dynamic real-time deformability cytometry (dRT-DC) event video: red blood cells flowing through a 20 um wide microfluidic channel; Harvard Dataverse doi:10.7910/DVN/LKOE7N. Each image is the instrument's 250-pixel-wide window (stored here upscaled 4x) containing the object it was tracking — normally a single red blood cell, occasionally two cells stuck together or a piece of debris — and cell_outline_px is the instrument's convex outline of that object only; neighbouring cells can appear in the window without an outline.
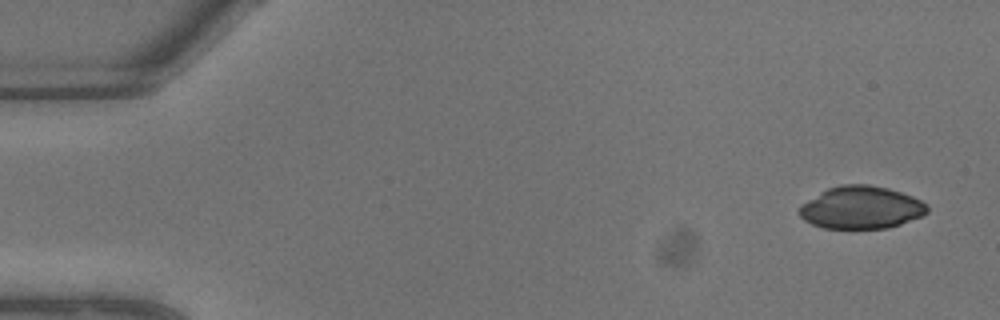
{"species": "common noctule bat (a hibernating species)", "species_latin": "Nyctalus noctula", "temperature_condition": "warm", "stored_images_in_passage": 9, "camera_frame_rate_fps": 3000, "um_per_image_px": 0.085, "animal": {"sex": "male", "body_mass_g": 13.3}, "frame": {"image": 1, "passage_image": 1, "time_ms": 0.0, "image_size_px": [1000, 320], "cell_outline_px": [[928, 212], [920, 216], [900, 224], [888, 228], [824, 228], [812, 224], [804, 220], [800, 216], [800, 204], [828, 188], [840, 184], [868, 184], [888, 188], [912, 196], [928, 204]], "centroid_in_image_um": [73.19, 17.63], "position_along_channel_um": 11.8, "area_um2": 31.62}}
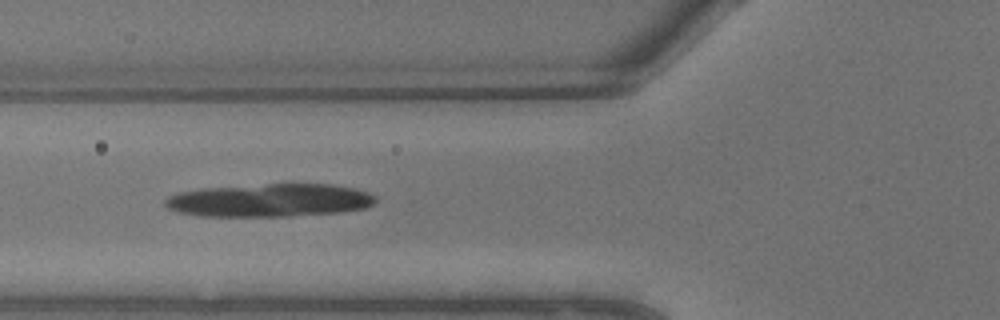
{"frame": {"image": 2, "passage_image": 8, "time_ms": 2.333, "image_size_px": [1000, 320], "cell_outline_px": [[376, 200], [372, 204], [364, 208], [340, 212], [288, 216], [200, 216], [180, 212], [168, 208], [164, 204], [164, 200], [168, 196], [180, 192], [200, 188], [268, 184], [332, 184], [356, 188], [368, 192], [376, 196]], "centroid_in_image_um": [22.92, 17.02], "position_along_channel_um": 102.9, "area_um2": 40.58}}
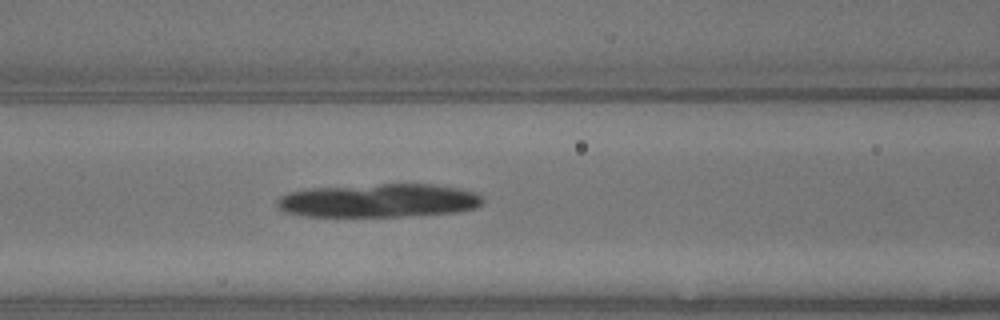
{"frame": {"image": 3, "passage_image": 9, "time_ms": 2.667, "image_size_px": [1000, 320], "cell_outline_px": [[484, 204], [476, 208], [456, 212], [400, 216], [304, 216], [288, 212], [280, 208], [276, 204], [276, 200], [280, 196], [288, 192], [308, 188], [380, 184], [432, 184], [460, 188], [480, 192], [484, 196]], "centroid_in_image_um": [32.27, 17.03], "position_along_channel_um": 134.3, "area_um2": 40.52}}